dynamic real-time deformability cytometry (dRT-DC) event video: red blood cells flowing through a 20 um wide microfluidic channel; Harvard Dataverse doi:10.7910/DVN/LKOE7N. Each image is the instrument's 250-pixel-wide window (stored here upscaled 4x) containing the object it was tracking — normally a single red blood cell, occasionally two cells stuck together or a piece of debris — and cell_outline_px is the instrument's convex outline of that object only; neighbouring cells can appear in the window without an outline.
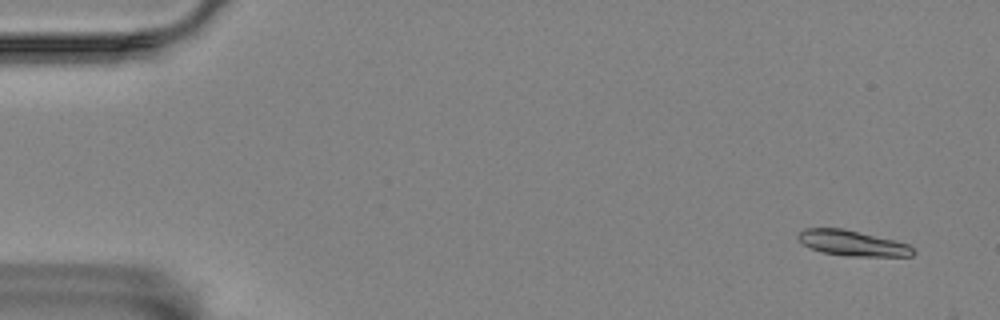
{"species": "Egyptian fruit bat (a non-hibernating species)", "species_latin": "Rousettus aegyptiacus", "temperature_condition": "room temperature", "stored_images_in_passage": 11, "camera_frame_rate_fps": 3000, "um_per_image_px": 0.085, "animal": {"sex": "female"}, "frame": {"image": 1, "passage_image": 4, "time_ms": 1.0, "image_size_px": [1000, 320], "cell_outline_px": [[916, 252], [912, 256], [848, 256], [824, 252], [808, 248], [796, 236], [804, 228], [844, 228], [908, 244]], "centroid_in_image_um": [72.43, 20.66], "position_along_channel_um": 12.6, "area_um2": 16.88}}